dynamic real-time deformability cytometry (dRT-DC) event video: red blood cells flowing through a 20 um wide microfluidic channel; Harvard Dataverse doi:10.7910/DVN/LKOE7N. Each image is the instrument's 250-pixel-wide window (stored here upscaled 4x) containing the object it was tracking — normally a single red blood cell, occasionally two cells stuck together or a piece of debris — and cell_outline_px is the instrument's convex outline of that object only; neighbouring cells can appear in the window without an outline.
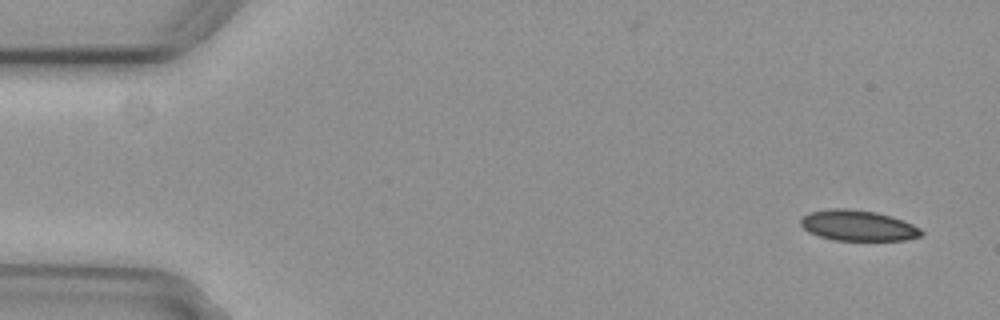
{"species": "common noctule bat (a hibernating species)", "species_latin": "Nyctalus noctula", "temperature_condition": "cold", "stored_images_in_passage": 8, "camera_frame_rate_fps": 3000, "um_per_image_px": 0.085, "animal": {"sex": "female", "body_mass_g": 29.2, "forearm_length_mm": 56.3}, "frame": {"image": 1, "passage_image": 1, "time_ms": 0.0, "image_size_px": [1000, 320], "cell_outline_px": [[924, 232], [920, 236], [904, 240], [832, 240], [808, 232], [800, 224], [800, 220], [804, 216], [812, 212], [828, 208], [848, 208], [876, 212], [912, 224], [920, 228]], "centroid_in_image_um": [72.9, 19.17], "position_along_channel_um": 12.1, "area_um2": 21.33}}
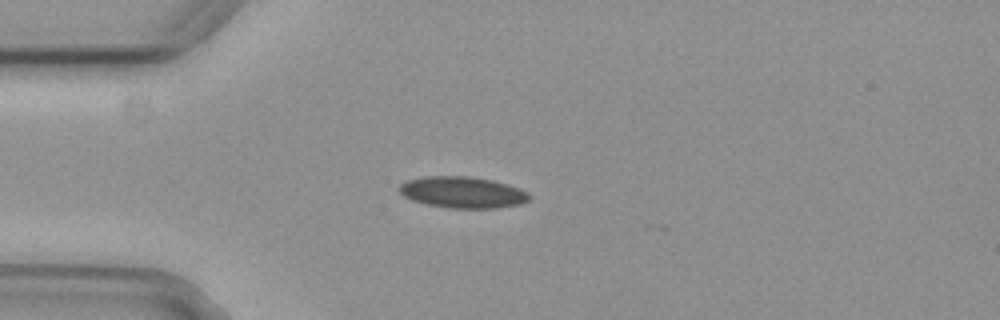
{"frame": {"image": 2, "passage_image": 4, "time_ms": 1.0, "image_size_px": [1000, 320], "cell_outline_px": [[532, 200], [520, 204], [496, 208], [448, 208], [428, 204], [412, 200], [404, 196], [396, 188], [400, 184], [408, 180], [428, 176], [468, 176], [492, 180], [508, 184], [520, 188], [528, 192], [532, 196]], "centroid_in_image_um": [39.36, 16.35], "position_along_channel_um": 45.6, "area_um2": 23.93}}
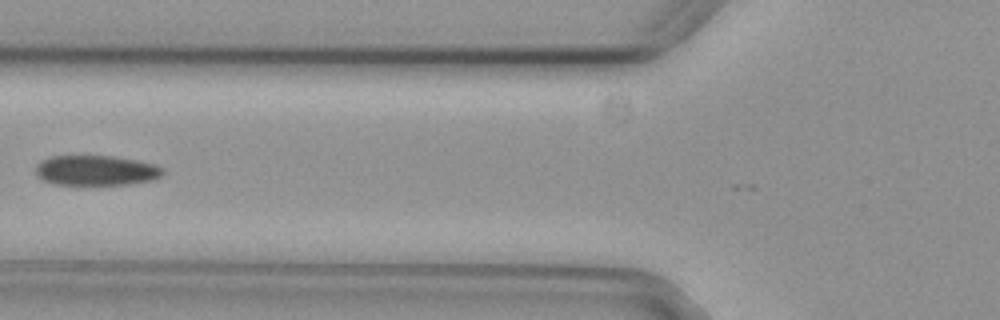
{"frame": {"image": 3, "passage_image": 6, "time_ms": 1.667, "image_size_px": [1000, 320], "cell_outline_px": [[164, 176], [156, 180], [128, 184], [76, 188], [52, 184], [40, 180], [36, 176], [36, 164], [52, 156], [112, 156], [136, 160], [156, 164], [164, 168]], "centroid_in_image_um": [8.16, 14.55], "position_along_channel_um": 117.6, "area_um2": 23.64}}